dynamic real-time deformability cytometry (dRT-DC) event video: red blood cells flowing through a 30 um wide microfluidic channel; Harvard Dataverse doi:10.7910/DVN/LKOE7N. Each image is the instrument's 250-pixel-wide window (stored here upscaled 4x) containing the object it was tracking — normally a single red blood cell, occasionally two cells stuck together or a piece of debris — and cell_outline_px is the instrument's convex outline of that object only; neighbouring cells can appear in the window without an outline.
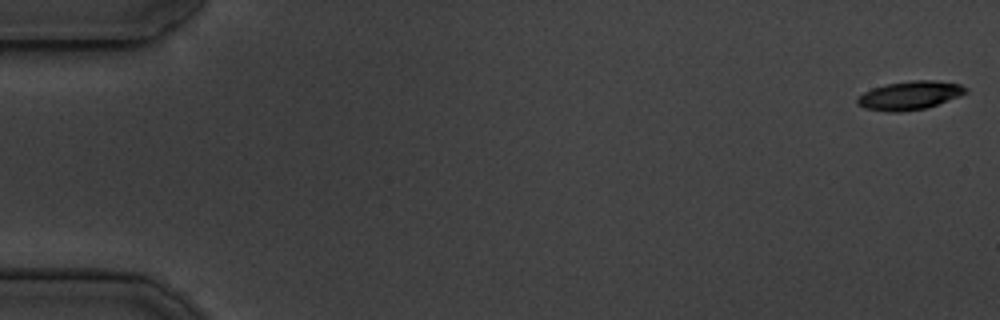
{"species": "common noctule bat (a hibernating species)", "species_latin": "Nyctalus noctula", "temperature_condition": "cold", "stored_images_in_passage": 54, "camera_frame_rate_fps": 3000, "um_per_image_px": 0.085, "animal": {"sex": "male", "body_mass_g": 19.5, "forearm_length_mm": 54.6}, "frame": {"image": 1, "passage_image": 1, "time_ms": 0.0, "image_size_px": [1000, 320], "cell_outline_px": [[968, 92], [960, 96], [924, 108], [900, 112], [892, 112], [864, 108], [856, 104], [856, 100], [864, 92], [872, 88], [884, 84], [912, 80], [932, 80], [960, 84], [968, 88]], "centroid_in_image_um": [77.31, 8.1], "position_along_channel_um": 7.7, "area_um2": 17.98}}
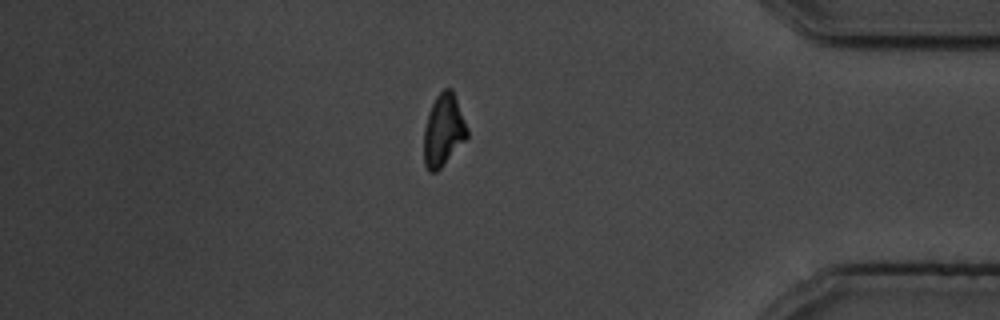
{"frame": {"image": 2, "passage_image": 46, "time_ms": 15.0, "image_size_px": [1000, 320], "cell_outline_px": [[468, 136], [440, 168], [436, 172], [428, 172], [424, 164], [424, 128], [428, 112], [436, 96], [444, 88], [452, 88], [468, 128]], "centroid_in_image_um": [37.68, 11.06], "position_along_channel_um": 397.5, "area_um2": 18.09}}
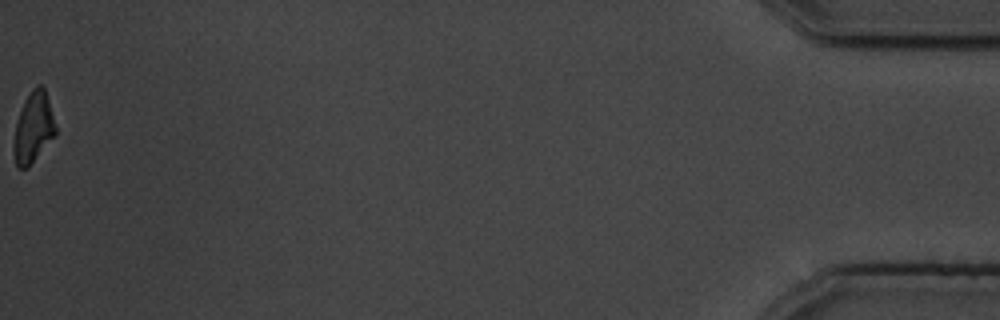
{"frame": {"image": 3, "passage_image": 54, "time_ms": 17.667, "image_size_px": [1000, 320], "cell_outline_px": [[56, 136], [28, 168], [16, 168], [12, 148], [12, 144], [16, 124], [24, 100], [32, 88], [36, 84], [40, 84], [44, 88], [56, 128]], "centroid_in_image_um": [2.81, 10.9], "position_along_channel_um": 432.4, "area_um2": 17.34}, "authors_computed_cell_mechanics": {"area_um2": 18.6694, "velocity_mm_per_s": 3.7781, "shape_relaxation_time_tau1_ms": 4.4857, "shape_relaxation_time_tau2_ms": null, "deformation_change_tau1": 0.1536, "deformation_change_tau2": null}}